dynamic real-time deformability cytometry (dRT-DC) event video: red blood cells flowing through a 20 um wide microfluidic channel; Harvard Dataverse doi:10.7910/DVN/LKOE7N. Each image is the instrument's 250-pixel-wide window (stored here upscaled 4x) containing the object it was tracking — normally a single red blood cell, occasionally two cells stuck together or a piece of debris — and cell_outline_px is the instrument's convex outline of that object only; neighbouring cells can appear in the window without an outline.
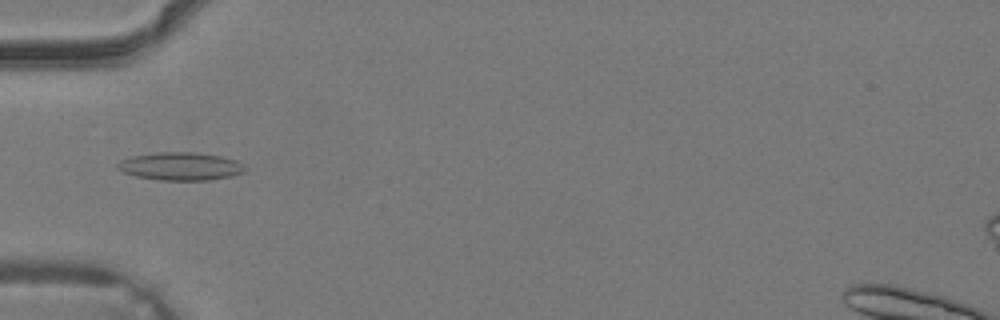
{"species": "common noctule bat (a hibernating species)", "species_latin": "Nyctalus noctula", "temperature_condition": "warm", "stored_images_in_passage": 38, "camera_frame_rate_fps": 3000, "um_per_image_px": 0.085, "animal": {"sex": "male", "body_mass_g": 19.2, "forearm_length_mm": 51.8}, "frame": {"image": 1, "passage_image": 13, "time_ms": 4.0, "image_size_px": [1000, 320], "cell_outline_px": [[248, 168], [244, 172], [232, 176], [208, 180], [160, 180], [136, 176], [124, 172], [116, 168], [116, 164], [120, 160], [132, 156], [156, 152], [196, 152], [220, 156], [236, 160], [244, 164]], "centroid_in_image_um": [15.36, 14.13], "position_along_channel_um": 69.6, "area_um2": 20.92}}
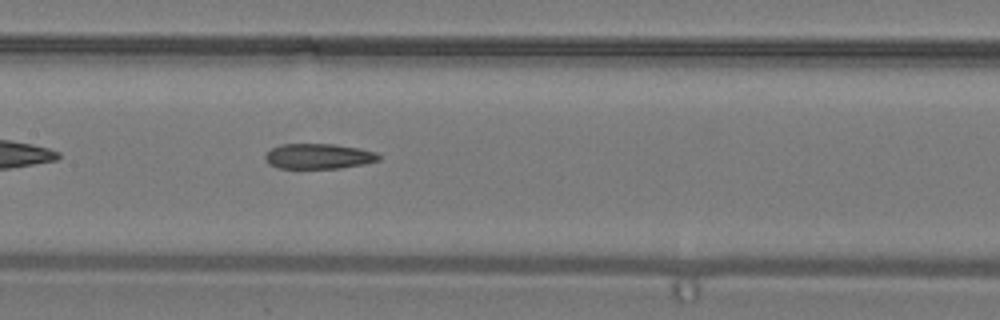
{"frame": {"image": 2, "passage_image": 19, "time_ms": 6.0, "image_size_px": [1000, 320], "cell_outline_px": [[380, 160], [364, 164], [340, 168], [280, 168], [268, 164], [264, 156], [272, 148], [284, 144], [332, 144], [360, 148], [376, 152], [380, 156]], "centroid_in_image_um": [27.1, 13.28], "position_along_channel_um": 180.3, "area_um2": 16.65}}
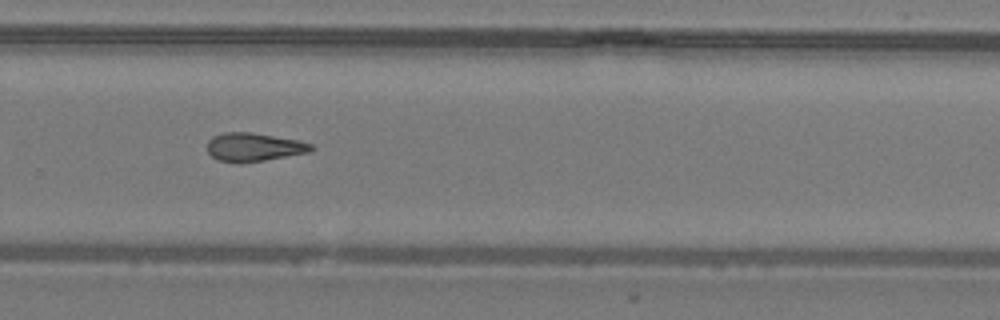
{"frame": {"image": 3, "passage_image": 26, "time_ms": 8.333, "image_size_px": [1000, 320], "cell_outline_px": [[316, 148], [308, 152], [264, 160], [240, 164], [216, 160], [208, 152], [208, 140], [212, 136], [224, 132], [252, 132], [300, 140], [312, 144]], "centroid_in_image_um": [21.56, 12.5], "position_along_channel_um": 308.2, "area_um2": 17.46}}